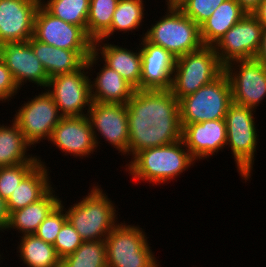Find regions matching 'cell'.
Wrapping results in <instances>:
<instances>
[{
	"instance_id": "cell-1",
	"label": "cell",
	"mask_w": 266,
	"mask_h": 267,
	"mask_svg": "<svg viewBox=\"0 0 266 267\" xmlns=\"http://www.w3.org/2000/svg\"><path fill=\"white\" fill-rule=\"evenodd\" d=\"M129 143L127 153L182 139L179 101L171 90H135L126 103Z\"/></svg>"
},
{
	"instance_id": "cell-2",
	"label": "cell",
	"mask_w": 266,
	"mask_h": 267,
	"mask_svg": "<svg viewBox=\"0 0 266 267\" xmlns=\"http://www.w3.org/2000/svg\"><path fill=\"white\" fill-rule=\"evenodd\" d=\"M181 147H185L182 139L138 152L128 166L130 174L134 180L144 179L155 184L177 177L195 160L188 150L186 152Z\"/></svg>"
},
{
	"instance_id": "cell-3",
	"label": "cell",
	"mask_w": 266,
	"mask_h": 267,
	"mask_svg": "<svg viewBox=\"0 0 266 267\" xmlns=\"http://www.w3.org/2000/svg\"><path fill=\"white\" fill-rule=\"evenodd\" d=\"M223 72L224 66L220 63L214 47L203 45L198 50L176 58L170 90L180 101L213 82Z\"/></svg>"
},
{
	"instance_id": "cell-4",
	"label": "cell",
	"mask_w": 266,
	"mask_h": 267,
	"mask_svg": "<svg viewBox=\"0 0 266 267\" xmlns=\"http://www.w3.org/2000/svg\"><path fill=\"white\" fill-rule=\"evenodd\" d=\"M89 194L66 211L67 220L83 241L105 240L118 225L115 224L116 210L102 189L95 186Z\"/></svg>"
},
{
	"instance_id": "cell-5",
	"label": "cell",
	"mask_w": 266,
	"mask_h": 267,
	"mask_svg": "<svg viewBox=\"0 0 266 267\" xmlns=\"http://www.w3.org/2000/svg\"><path fill=\"white\" fill-rule=\"evenodd\" d=\"M168 12L148 29L145 38L176 58L201 48L200 27L178 7H168Z\"/></svg>"
},
{
	"instance_id": "cell-6",
	"label": "cell",
	"mask_w": 266,
	"mask_h": 267,
	"mask_svg": "<svg viewBox=\"0 0 266 267\" xmlns=\"http://www.w3.org/2000/svg\"><path fill=\"white\" fill-rule=\"evenodd\" d=\"M232 104L231 86L223 72L210 84L179 101L181 124L224 119Z\"/></svg>"
},
{
	"instance_id": "cell-7",
	"label": "cell",
	"mask_w": 266,
	"mask_h": 267,
	"mask_svg": "<svg viewBox=\"0 0 266 267\" xmlns=\"http://www.w3.org/2000/svg\"><path fill=\"white\" fill-rule=\"evenodd\" d=\"M139 227L118 224L106 237L107 267H158Z\"/></svg>"
},
{
	"instance_id": "cell-8",
	"label": "cell",
	"mask_w": 266,
	"mask_h": 267,
	"mask_svg": "<svg viewBox=\"0 0 266 267\" xmlns=\"http://www.w3.org/2000/svg\"><path fill=\"white\" fill-rule=\"evenodd\" d=\"M98 50L93 47V52L86 60L85 65L78 71L60 74L49 79L47 87L53 89L48 92L53 96L59 112H62L60 115L63 117L83 116V108L90 107L92 104L91 82L84 70L93 67L92 65L99 57ZM81 70L83 71L81 72Z\"/></svg>"
},
{
	"instance_id": "cell-9",
	"label": "cell",
	"mask_w": 266,
	"mask_h": 267,
	"mask_svg": "<svg viewBox=\"0 0 266 267\" xmlns=\"http://www.w3.org/2000/svg\"><path fill=\"white\" fill-rule=\"evenodd\" d=\"M253 108L232 103L225 115L227 143L241 176L248 180L254 152L257 146V133L253 118Z\"/></svg>"
},
{
	"instance_id": "cell-10",
	"label": "cell",
	"mask_w": 266,
	"mask_h": 267,
	"mask_svg": "<svg viewBox=\"0 0 266 267\" xmlns=\"http://www.w3.org/2000/svg\"><path fill=\"white\" fill-rule=\"evenodd\" d=\"M263 26L252 13L231 27L213 46L220 63L255 58L261 44Z\"/></svg>"
},
{
	"instance_id": "cell-11",
	"label": "cell",
	"mask_w": 266,
	"mask_h": 267,
	"mask_svg": "<svg viewBox=\"0 0 266 267\" xmlns=\"http://www.w3.org/2000/svg\"><path fill=\"white\" fill-rule=\"evenodd\" d=\"M33 37L61 49L93 51L94 41L82 27L54 17L42 4L35 15Z\"/></svg>"
},
{
	"instance_id": "cell-12",
	"label": "cell",
	"mask_w": 266,
	"mask_h": 267,
	"mask_svg": "<svg viewBox=\"0 0 266 267\" xmlns=\"http://www.w3.org/2000/svg\"><path fill=\"white\" fill-rule=\"evenodd\" d=\"M53 96L47 91L24 104L15 114L14 122L18 125L25 139L34 145L39 140H49L54 127L62 119Z\"/></svg>"
},
{
	"instance_id": "cell-13",
	"label": "cell",
	"mask_w": 266,
	"mask_h": 267,
	"mask_svg": "<svg viewBox=\"0 0 266 267\" xmlns=\"http://www.w3.org/2000/svg\"><path fill=\"white\" fill-rule=\"evenodd\" d=\"M239 63V70L233 73L232 63ZM232 94V103L255 108L266 96V66L253 59L236 60L224 66Z\"/></svg>"
},
{
	"instance_id": "cell-14",
	"label": "cell",
	"mask_w": 266,
	"mask_h": 267,
	"mask_svg": "<svg viewBox=\"0 0 266 267\" xmlns=\"http://www.w3.org/2000/svg\"><path fill=\"white\" fill-rule=\"evenodd\" d=\"M88 116L96 146L98 140L95 135V129L109 143L114 145V148H117L123 154H127L129 126L126 104H103L92 101V104L88 108Z\"/></svg>"
},
{
	"instance_id": "cell-15",
	"label": "cell",
	"mask_w": 266,
	"mask_h": 267,
	"mask_svg": "<svg viewBox=\"0 0 266 267\" xmlns=\"http://www.w3.org/2000/svg\"><path fill=\"white\" fill-rule=\"evenodd\" d=\"M41 0H0V45L28 41Z\"/></svg>"
},
{
	"instance_id": "cell-16",
	"label": "cell",
	"mask_w": 266,
	"mask_h": 267,
	"mask_svg": "<svg viewBox=\"0 0 266 267\" xmlns=\"http://www.w3.org/2000/svg\"><path fill=\"white\" fill-rule=\"evenodd\" d=\"M0 59L6 64L18 87L27 80L47 87L50 78L28 41L0 45Z\"/></svg>"
},
{
	"instance_id": "cell-17",
	"label": "cell",
	"mask_w": 266,
	"mask_h": 267,
	"mask_svg": "<svg viewBox=\"0 0 266 267\" xmlns=\"http://www.w3.org/2000/svg\"><path fill=\"white\" fill-rule=\"evenodd\" d=\"M140 50L142 74L140 90H169L172 86L176 57L143 37Z\"/></svg>"
},
{
	"instance_id": "cell-18",
	"label": "cell",
	"mask_w": 266,
	"mask_h": 267,
	"mask_svg": "<svg viewBox=\"0 0 266 267\" xmlns=\"http://www.w3.org/2000/svg\"><path fill=\"white\" fill-rule=\"evenodd\" d=\"M49 140L76 157L87 156L97 148L88 115L62 117Z\"/></svg>"
},
{
	"instance_id": "cell-19",
	"label": "cell",
	"mask_w": 266,
	"mask_h": 267,
	"mask_svg": "<svg viewBox=\"0 0 266 267\" xmlns=\"http://www.w3.org/2000/svg\"><path fill=\"white\" fill-rule=\"evenodd\" d=\"M181 126L182 140L187 147L186 150L195 160L207 158L226 146L227 136L224 119L181 124Z\"/></svg>"
},
{
	"instance_id": "cell-20",
	"label": "cell",
	"mask_w": 266,
	"mask_h": 267,
	"mask_svg": "<svg viewBox=\"0 0 266 267\" xmlns=\"http://www.w3.org/2000/svg\"><path fill=\"white\" fill-rule=\"evenodd\" d=\"M35 56L41 61L49 78L78 71L93 51H73L57 48L36 40H28Z\"/></svg>"
},
{
	"instance_id": "cell-21",
	"label": "cell",
	"mask_w": 266,
	"mask_h": 267,
	"mask_svg": "<svg viewBox=\"0 0 266 267\" xmlns=\"http://www.w3.org/2000/svg\"><path fill=\"white\" fill-rule=\"evenodd\" d=\"M47 169L40 161L6 200L9 214L43 198L51 189Z\"/></svg>"
},
{
	"instance_id": "cell-22",
	"label": "cell",
	"mask_w": 266,
	"mask_h": 267,
	"mask_svg": "<svg viewBox=\"0 0 266 267\" xmlns=\"http://www.w3.org/2000/svg\"><path fill=\"white\" fill-rule=\"evenodd\" d=\"M98 74L94 83L90 84L92 101L103 104H126L133 96L136 89L106 64Z\"/></svg>"
},
{
	"instance_id": "cell-23",
	"label": "cell",
	"mask_w": 266,
	"mask_h": 267,
	"mask_svg": "<svg viewBox=\"0 0 266 267\" xmlns=\"http://www.w3.org/2000/svg\"><path fill=\"white\" fill-rule=\"evenodd\" d=\"M246 13L245 9L236 0H225L200 26L203 45L214 46Z\"/></svg>"
},
{
	"instance_id": "cell-24",
	"label": "cell",
	"mask_w": 266,
	"mask_h": 267,
	"mask_svg": "<svg viewBox=\"0 0 266 267\" xmlns=\"http://www.w3.org/2000/svg\"><path fill=\"white\" fill-rule=\"evenodd\" d=\"M60 199L53 195L51 189L39 201L29 204L24 208L13 211L10 214L9 228H17L22 231L23 235L34 234L44 219L60 204Z\"/></svg>"
},
{
	"instance_id": "cell-25",
	"label": "cell",
	"mask_w": 266,
	"mask_h": 267,
	"mask_svg": "<svg viewBox=\"0 0 266 267\" xmlns=\"http://www.w3.org/2000/svg\"><path fill=\"white\" fill-rule=\"evenodd\" d=\"M100 53L105 64L120 74L136 90H140V79L142 74V59L140 51L131 52L127 48L112 44L101 46Z\"/></svg>"
},
{
	"instance_id": "cell-26",
	"label": "cell",
	"mask_w": 266,
	"mask_h": 267,
	"mask_svg": "<svg viewBox=\"0 0 266 267\" xmlns=\"http://www.w3.org/2000/svg\"><path fill=\"white\" fill-rule=\"evenodd\" d=\"M27 146L31 144L14 121L12 127L0 126V167L39 163V158L25 156Z\"/></svg>"
},
{
	"instance_id": "cell-27",
	"label": "cell",
	"mask_w": 266,
	"mask_h": 267,
	"mask_svg": "<svg viewBox=\"0 0 266 267\" xmlns=\"http://www.w3.org/2000/svg\"><path fill=\"white\" fill-rule=\"evenodd\" d=\"M20 257L28 267H60L61 258L53 244L36 237L23 235L19 245Z\"/></svg>"
},
{
	"instance_id": "cell-28",
	"label": "cell",
	"mask_w": 266,
	"mask_h": 267,
	"mask_svg": "<svg viewBox=\"0 0 266 267\" xmlns=\"http://www.w3.org/2000/svg\"><path fill=\"white\" fill-rule=\"evenodd\" d=\"M142 2V0H119L113 13L110 29L100 39L94 41L93 47H99L98 44L110 37L115 30L130 31L138 28L144 15Z\"/></svg>"
},
{
	"instance_id": "cell-29",
	"label": "cell",
	"mask_w": 266,
	"mask_h": 267,
	"mask_svg": "<svg viewBox=\"0 0 266 267\" xmlns=\"http://www.w3.org/2000/svg\"><path fill=\"white\" fill-rule=\"evenodd\" d=\"M60 267H107L105 240L83 241L74 253L61 259Z\"/></svg>"
},
{
	"instance_id": "cell-30",
	"label": "cell",
	"mask_w": 266,
	"mask_h": 267,
	"mask_svg": "<svg viewBox=\"0 0 266 267\" xmlns=\"http://www.w3.org/2000/svg\"><path fill=\"white\" fill-rule=\"evenodd\" d=\"M118 1L90 0L86 33L93 41L100 39L110 29Z\"/></svg>"
},
{
	"instance_id": "cell-31",
	"label": "cell",
	"mask_w": 266,
	"mask_h": 267,
	"mask_svg": "<svg viewBox=\"0 0 266 267\" xmlns=\"http://www.w3.org/2000/svg\"><path fill=\"white\" fill-rule=\"evenodd\" d=\"M41 4L54 17L86 31L90 0H49Z\"/></svg>"
},
{
	"instance_id": "cell-32",
	"label": "cell",
	"mask_w": 266,
	"mask_h": 267,
	"mask_svg": "<svg viewBox=\"0 0 266 267\" xmlns=\"http://www.w3.org/2000/svg\"><path fill=\"white\" fill-rule=\"evenodd\" d=\"M38 163H22L0 167V196L7 200L17 188L22 179Z\"/></svg>"
},
{
	"instance_id": "cell-33",
	"label": "cell",
	"mask_w": 266,
	"mask_h": 267,
	"mask_svg": "<svg viewBox=\"0 0 266 267\" xmlns=\"http://www.w3.org/2000/svg\"><path fill=\"white\" fill-rule=\"evenodd\" d=\"M225 0H186L178 8L199 27Z\"/></svg>"
},
{
	"instance_id": "cell-34",
	"label": "cell",
	"mask_w": 266,
	"mask_h": 267,
	"mask_svg": "<svg viewBox=\"0 0 266 267\" xmlns=\"http://www.w3.org/2000/svg\"><path fill=\"white\" fill-rule=\"evenodd\" d=\"M64 206L60 204L44 219L34 235L47 243L54 244L57 234L67 221V215L63 213Z\"/></svg>"
},
{
	"instance_id": "cell-35",
	"label": "cell",
	"mask_w": 266,
	"mask_h": 267,
	"mask_svg": "<svg viewBox=\"0 0 266 267\" xmlns=\"http://www.w3.org/2000/svg\"><path fill=\"white\" fill-rule=\"evenodd\" d=\"M82 243L83 240L79 233L67 220L57 234L53 246L56 249L58 256L62 259L65 256L74 253Z\"/></svg>"
},
{
	"instance_id": "cell-36",
	"label": "cell",
	"mask_w": 266,
	"mask_h": 267,
	"mask_svg": "<svg viewBox=\"0 0 266 267\" xmlns=\"http://www.w3.org/2000/svg\"><path fill=\"white\" fill-rule=\"evenodd\" d=\"M18 86L6 67V64L0 59V101H5L6 99L13 96L17 92Z\"/></svg>"
},
{
	"instance_id": "cell-37",
	"label": "cell",
	"mask_w": 266,
	"mask_h": 267,
	"mask_svg": "<svg viewBox=\"0 0 266 267\" xmlns=\"http://www.w3.org/2000/svg\"><path fill=\"white\" fill-rule=\"evenodd\" d=\"M9 219H10V214L7 208L6 200L0 196V230L7 229L9 224Z\"/></svg>"
},
{
	"instance_id": "cell-38",
	"label": "cell",
	"mask_w": 266,
	"mask_h": 267,
	"mask_svg": "<svg viewBox=\"0 0 266 267\" xmlns=\"http://www.w3.org/2000/svg\"><path fill=\"white\" fill-rule=\"evenodd\" d=\"M252 14L257 18L261 25L266 28V0H262L253 10Z\"/></svg>"
},
{
	"instance_id": "cell-39",
	"label": "cell",
	"mask_w": 266,
	"mask_h": 267,
	"mask_svg": "<svg viewBox=\"0 0 266 267\" xmlns=\"http://www.w3.org/2000/svg\"><path fill=\"white\" fill-rule=\"evenodd\" d=\"M255 59L266 66V28H263L260 48Z\"/></svg>"
},
{
	"instance_id": "cell-40",
	"label": "cell",
	"mask_w": 266,
	"mask_h": 267,
	"mask_svg": "<svg viewBox=\"0 0 266 267\" xmlns=\"http://www.w3.org/2000/svg\"><path fill=\"white\" fill-rule=\"evenodd\" d=\"M247 13H252L262 0H236Z\"/></svg>"
},
{
	"instance_id": "cell-41",
	"label": "cell",
	"mask_w": 266,
	"mask_h": 267,
	"mask_svg": "<svg viewBox=\"0 0 266 267\" xmlns=\"http://www.w3.org/2000/svg\"><path fill=\"white\" fill-rule=\"evenodd\" d=\"M186 0H168V7H179Z\"/></svg>"
}]
</instances>
